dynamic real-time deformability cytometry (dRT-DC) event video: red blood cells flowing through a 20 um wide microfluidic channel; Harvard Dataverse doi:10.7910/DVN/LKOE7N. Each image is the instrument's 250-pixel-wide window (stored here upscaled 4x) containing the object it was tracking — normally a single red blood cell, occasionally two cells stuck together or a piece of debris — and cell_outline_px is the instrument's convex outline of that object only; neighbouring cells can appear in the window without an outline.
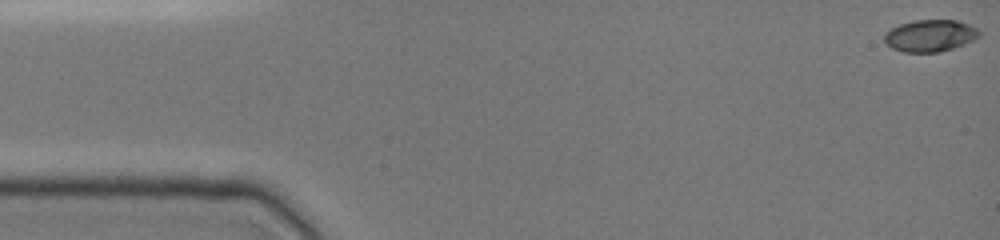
{"species": "common noctule bat (a hibernating species)", "species_latin": "Nyctalus noctula", "temperature_condition": "cold", "stored_images_in_passage": 44, "camera_frame_rate_fps": 3000, "um_per_image_px": 0.085, "animal": {"sex": "female", "body_mass_g": 19.0, "forearm_length_mm": 51.5}, "frame": {"image": 1, "passage_image": 1, "time_ms": 0.0, "image_size_px": [1000, 240], "cell_outline_px": [[980, 36], [964, 44], [940, 52], [904, 52], [892, 48], [884, 40], [884, 32], [900, 24], [912, 20], [956, 20], [968, 24], [976, 28], [980, 32]], "centroid_in_image_um": [79.04, 3.02], "position_along_channel_um": 6.0, "area_um2": 17.57}}
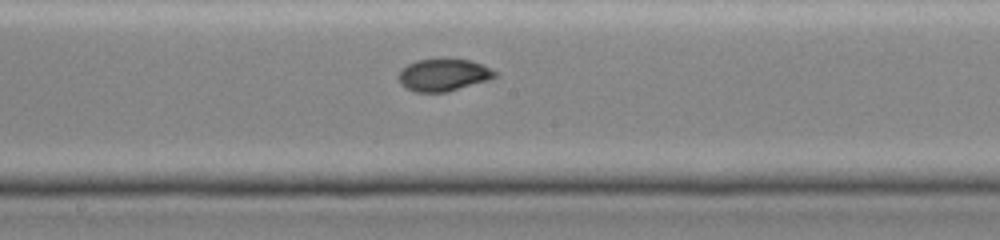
{"frame": {"image": 2, "passage_image": 26, "time_ms": 8.333, "image_size_px": [1000, 240], "cell_outline_px": [[496, 76], [488, 80], [448, 92], [416, 92], [404, 88], [400, 84], [396, 76], [408, 64], [416, 60], [468, 60], [480, 64], [496, 72]], "centroid_in_image_um": [37.63, 6.4], "position_along_channel_um": 210.6, "area_um2": 17.8}}
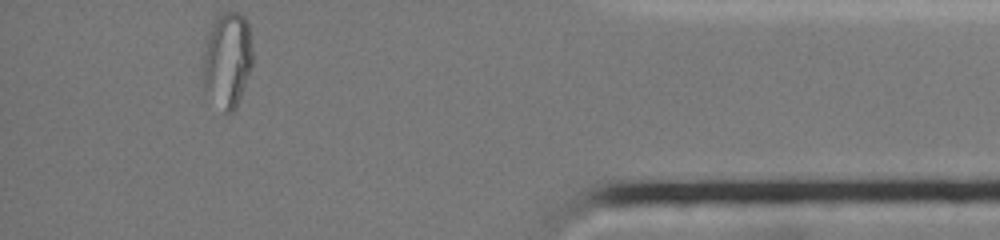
{"frame": {"image": 3, "passage_image": 44, "time_ms": 14.333, "image_size_px": [1000, 240], "cell_outline_px": [[252, 68], [240, 96], [232, 112], [224, 112], [204, 92], [200, 80], [200, 72], [204, 40], [212, 20], [220, 12], [240, 12], [248, 20], [252, 48]], "centroid_in_image_um": [19.25, 5.04], "position_along_channel_um": 416.0, "area_um2": 28.9}}